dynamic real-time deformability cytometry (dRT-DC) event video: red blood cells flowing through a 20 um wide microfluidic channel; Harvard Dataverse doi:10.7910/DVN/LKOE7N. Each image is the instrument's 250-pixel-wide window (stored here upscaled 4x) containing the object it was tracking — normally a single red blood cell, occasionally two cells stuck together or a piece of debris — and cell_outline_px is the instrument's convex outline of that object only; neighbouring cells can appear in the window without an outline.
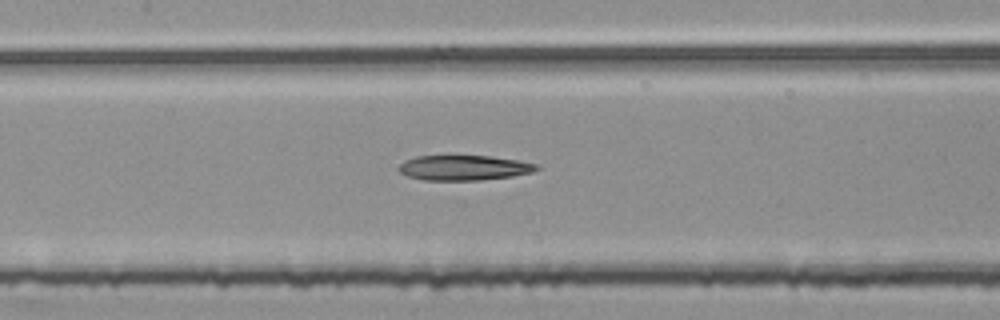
{"species": "common noctule bat (a hibernating species)", "species_latin": "Nyctalus noctula", "temperature_condition": "room temperature", "stored_images_in_passage": 52, "camera_frame_rate_fps": 3000, "um_per_image_px": 0.085, "animal": {"sex": "female", "body_mass_g": 25.1}, "frame": {"image": 1, "passage_image": 24, "time_ms": 7.667, "image_size_px": [1000, 320], "cell_outline_px": [[540, 168], [532, 172], [512, 176], [480, 180], [424, 180], [408, 176], [400, 172], [396, 168], [404, 160], [416, 156], [492, 156], [516, 160], [536, 164]], "centroid_in_image_um": [39.4, 14.26], "position_along_channel_um": 168.0, "area_um2": 20.06}}
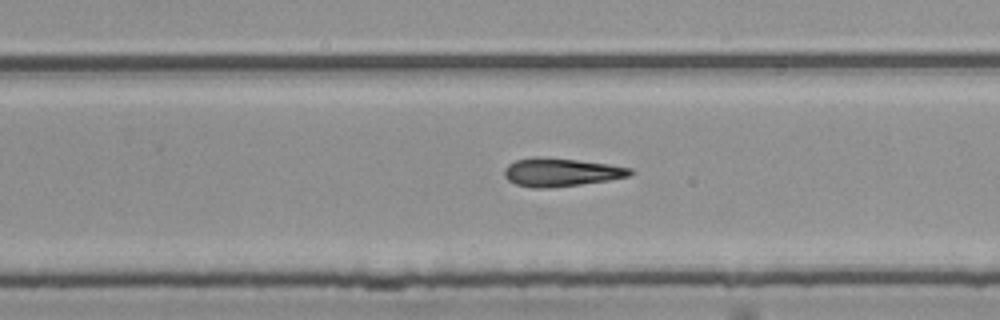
{"frame": {"image": 2, "passage_image": 33, "time_ms": 10.667, "image_size_px": [1000, 320], "cell_outline_px": [[636, 172], [628, 176], [608, 180], [580, 184], [548, 188], [532, 188], [516, 184], [508, 180], [504, 176], [504, 168], [508, 164], [516, 160], [536, 156], [576, 160], [608, 164], [632, 168]], "centroid_in_image_um": [47.66, 14.64], "position_along_channel_um": 282.1, "area_um2": 20.69}}
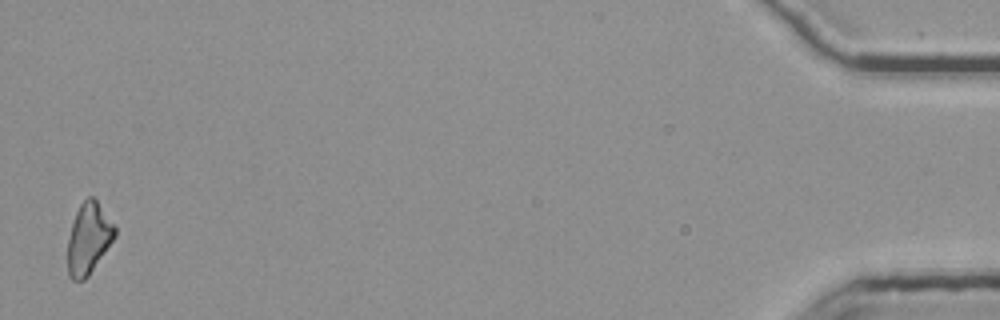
{"frame": {"image": 3, "passage_image": 52, "time_ms": 17.0, "image_size_px": [1000, 320], "cell_outline_px": [[116, 236], [88, 276], [84, 280], [72, 280], [68, 276], [68, 240], [72, 224], [76, 212], [80, 204], [88, 196], [92, 196], [96, 200], [116, 228]], "centroid_in_image_um": [7.52, 20.28], "position_along_channel_um": 427.7, "area_um2": 19.25}}